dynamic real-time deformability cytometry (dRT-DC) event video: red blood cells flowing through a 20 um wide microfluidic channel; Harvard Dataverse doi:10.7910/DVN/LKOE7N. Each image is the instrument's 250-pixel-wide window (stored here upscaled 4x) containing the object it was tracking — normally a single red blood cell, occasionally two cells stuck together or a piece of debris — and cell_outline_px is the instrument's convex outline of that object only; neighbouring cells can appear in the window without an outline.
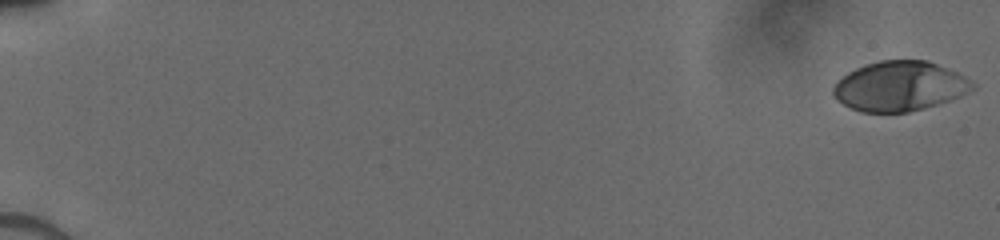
{"species": "human", "species_latin": "Homo sapiens", "temperature_condition": "cold", "stored_images_in_passage": 23, "camera_frame_rate_fps": 3000, "um_per_image_px": 0.085, "donor": {"sex": "male"}, "frame": {"image": 1, "passage_image": 1, "time_ms": 0.0, "image_size_px": [1000, 240], "cell_outline_px": [[976, 88], [960, 96], [936, 104], [908, 112], [860, 112], [836, 100], [832, 92], [832, 88], [848, 72], [864, 64], [880, 60], [928, 60], [956, 72], [964, 76], [976, 84]], "centroid_in_image_um": [76.47, 7.32], "position_along_channel_um": 8.5, "area_um2": 40.17}}
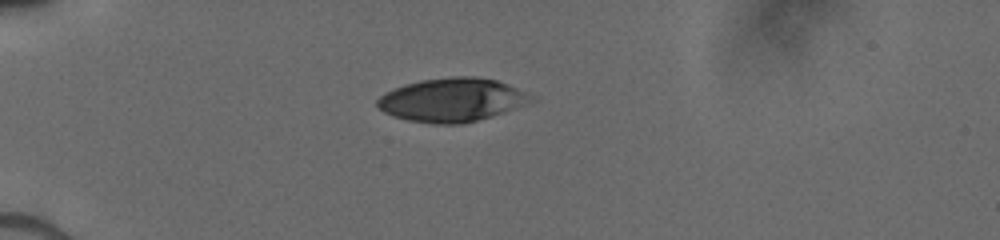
{"frame": {"image": 2, "passage_image": 17, "time_ms": 5.0, "image_size_px": [1000, 240], "cell_outline_px": [[536, 100], [492, 116], [464, 124], [436, 124], [408, 120], [392, 116], [384, 112], [376, 104], [376, 100], [384, 92], [392, 88], [404, 84], [420, 80], [452, 76], [476, 76], [496, 80], [508, 84], [532, 96]], "centroid_in_image_um": [38.38, 8.48], "position_along_channel_um": 46.6, "area_um2": 39.13}}
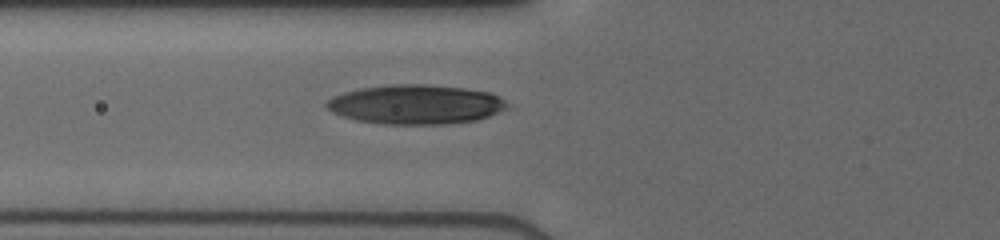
{"frame": {"image": 3, "passage_image": 23, "time_ms": 7.0, "image_size_px": [1000, 240], "cell_outline_px": [[508, 108], [488, 116], [476, 120], [448, 124], [384, 124], [356, 120], [332, 112], [324, 104], [332, 96], [344, 92], [360, 88], [392, 84], [424, 84], [464, 88], [492, 92], [500, 96], [508, 104]], "centroid_in_image_um": [35.35, 8.87], "position_along_channel_um": 90.4, "area_um2": 41.56}}